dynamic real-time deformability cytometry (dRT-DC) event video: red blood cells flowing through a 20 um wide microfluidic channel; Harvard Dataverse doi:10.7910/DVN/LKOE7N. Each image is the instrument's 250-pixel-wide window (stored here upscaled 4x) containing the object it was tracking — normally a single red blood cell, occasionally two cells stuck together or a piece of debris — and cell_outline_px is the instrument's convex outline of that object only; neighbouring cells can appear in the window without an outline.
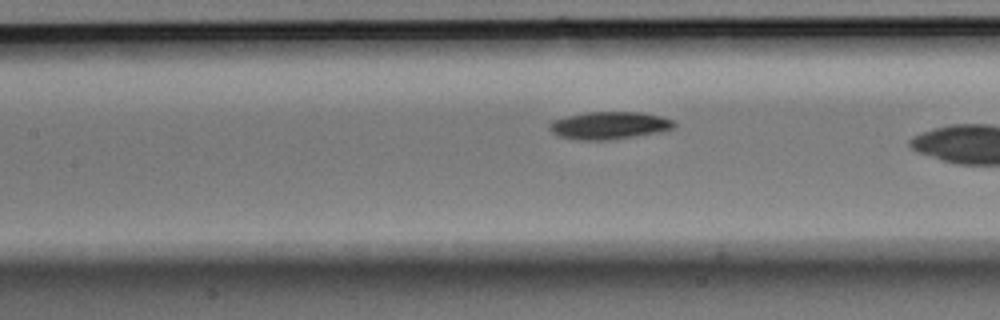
{"species": "Egyptian fruit bat (a non-hibernating species)", "species_latin": "Rousettus aegyptiacus", "temperature_condition": "room temperature", "stored_images_in_passage": 32, "camera_frame_rate_fps": 3000, "um_per_image_px": 0.085, "animal": {"sex": "male"}, "frame": {"image": 1, "passage_image": 14, "time_ms": 4.333, "image_size_px": [1000, 320], "cell_outline_px": [[676, 128], [656, 132], [608, 140], [580, 140], [560, 136], [552, 132], [548, 128], [548, 124], [552, 120], [568, 116], [588, 112], [640, 112], [660, 116], [672, 120], [676, 124]], "centroid_in_image_um": [51.76, 10.65], "position_along_channel_um": 155.6, "area_um2": 19.77}}
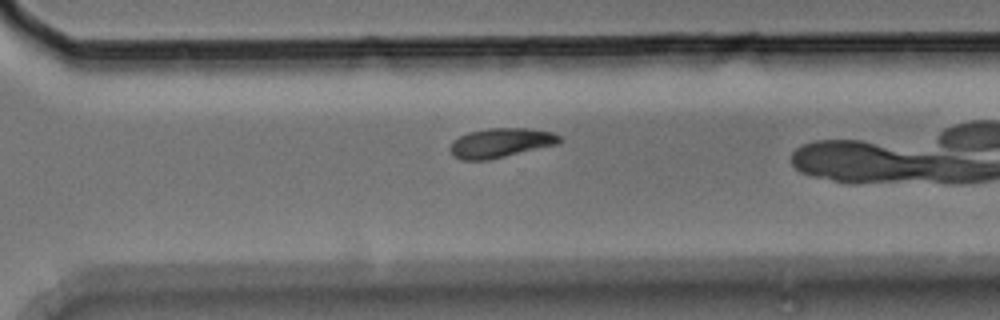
{"frame": {"image": 2, "passage_image": 28, "time_ms": 9.0, "image_size_px": [1000, 320], "cell_outline_px": [[560, 144], [488, 160], [460, 160], [452, 156], [448, 148], [452, 140], [468, 132], [488, 128], [528, 128], [552, 132], [560, 136]], "centroid_in_image_um": [42.52, 12.15], "position_along_channel_um": 328.1, "area_um2": 19.02}}